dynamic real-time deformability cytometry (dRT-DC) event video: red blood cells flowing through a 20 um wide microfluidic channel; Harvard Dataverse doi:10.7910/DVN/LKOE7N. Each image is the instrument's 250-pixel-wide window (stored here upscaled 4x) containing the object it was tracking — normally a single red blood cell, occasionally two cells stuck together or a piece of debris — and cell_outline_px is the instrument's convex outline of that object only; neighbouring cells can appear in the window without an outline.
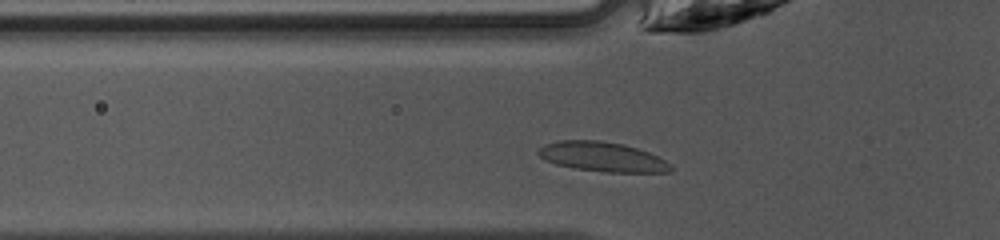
{"species": "common noctule bat (a hibernating species)", "species_latin": "Nyctalus noctula", "temperature_condition": "warm", "stored_images_in_passage": 26, "camera_frame_rate_fps": 3000, "um_per_image_px": 0.085, "animal": {"sex": "female", "body_mass_g": 10.0, "forearm_length_mm": 53.1}, "frame": {"image": 1, "passage_image": 2, "time_ms": 0.333, "image_size_px": [1000, 240], "cell_outline_px": [[672, 172], [608, 172], [576, 168], [556, 164], [544, 160], [536, 152], [544, 144], [560, 140], [600, 140], [624, 144], [648, 152], [664, 160], [672, 168]], "centroid_in_image_um": [51.16, 13.32], "position_along_channel_um": 74.6, "area_um2": 22.66}}
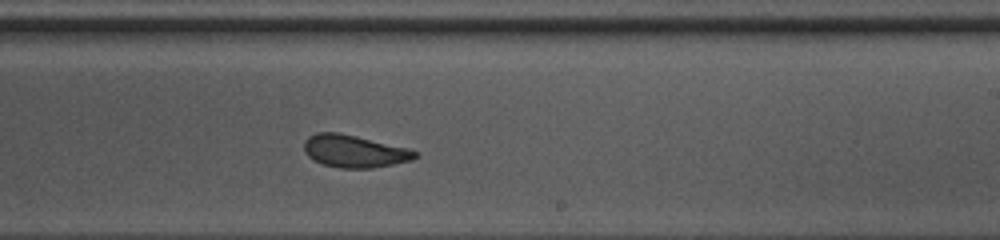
{"frame": {"image": 2, "passage_image": 15, "time_ms": 4.667, "image_size_px": [1000, 240], "cell_outline_px": [[420, 156], [412, 160], [372, 168], [340, 168], [324, 164], [308, 156], [304, 152], [304, 140], [308, 136], [316, 132], [340, 132], [408, 148], [420, 152]], "centroid_in_image_um": [30.14, 12.84], "position_along_channel_um": 258.9, "area_um2": 21.1}}
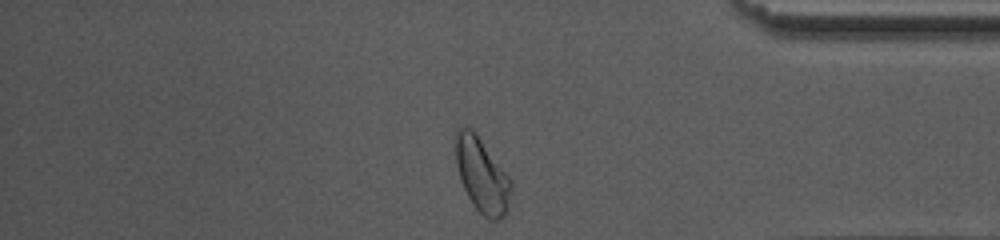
{"frame": {"image": 3, "passage_image": 26, "time_ms": 8.333, "image_size_px": [1000, 240], "cell_outline_px": [[512, 188], [508, 208], [500, 220], [488, 220], [472, 204], [464, 188], [456, 164], [456, 132], [460, 128], [472, 128], [512, 180]], "centroid_in_image_um": [40.99, 14.93], "position_along_channel_um": 394.2, "area_um2": 23.81}, "authors_computed_cell_mechanics": {"area_um2": 21.2704, "velocity_mm_per_s": 4.2274, "shape_relaxation_time_tau1_ms": 4.9825, "shape_relaxation_time_tau2_ms": 1.231, "deformation_change_tau1": 0.1407, "deformation_change_tau2": 0.0557}}